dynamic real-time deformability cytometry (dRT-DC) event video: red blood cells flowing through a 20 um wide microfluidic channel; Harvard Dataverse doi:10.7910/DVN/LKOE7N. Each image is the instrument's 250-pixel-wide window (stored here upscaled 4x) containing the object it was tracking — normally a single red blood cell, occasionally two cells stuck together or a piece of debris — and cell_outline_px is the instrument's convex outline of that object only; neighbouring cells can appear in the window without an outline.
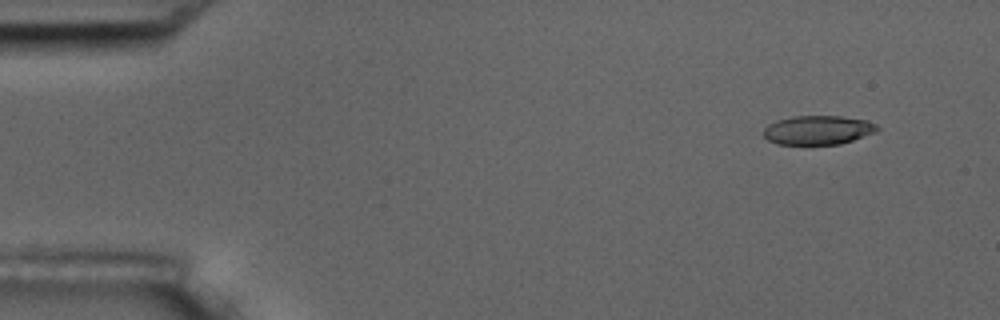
{"species": "common noctule bat (a hibernating species)", "species_latin": "Nyctalus noctula", "temperature_condition": "room temperature", "stored_images_in_passage": 6, "camera_frame_rate_fps": 3000, "um_per_image_px": 0.085, "animal": {"sex": "male", "body_mass_g": 17.5, "forearm_length_mm": 52.3}, "frame": {"image": 1, "passage_image": 2, "time_ms": 1.0, "image_size_px": [1000, 320], "cell_outline_px": [[880, 128], [876, 132], [840, 144], [776, 144], [768, 140], [764, 136], [764, 128], [768, 124], [776, 120], [792, 116], [840, 116], [868, 120], [876, 124]], "centroid_in_image_um": [69.53, 11.05], "position_along_channel_um": 15.5, "area_um2": 19.31}}
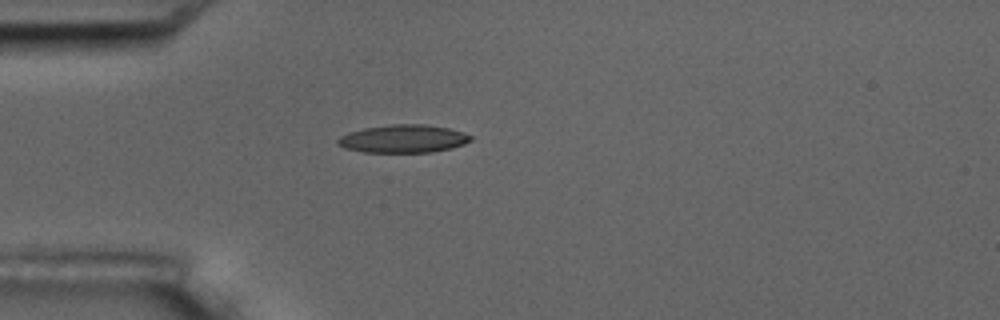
{"frame": {"image": 2, "passage_image": 5, "time_ms": 4.667, "image_size_px": [1000, 320], "cell_outline_px": [[472, 140], [464, 144], [452, 148], [432, 152], [364, 152], [344, 148], [336, 144], [336, 140], [340, 136], [348, 132], [364, 128], [392, 124], [424, 124], [448, 128], [464, 132], [472, 136]], "centroid_in_image_um": [34.27, 11.79], "position_along_channel_um": 50.7, "area_um2": 21.79}}